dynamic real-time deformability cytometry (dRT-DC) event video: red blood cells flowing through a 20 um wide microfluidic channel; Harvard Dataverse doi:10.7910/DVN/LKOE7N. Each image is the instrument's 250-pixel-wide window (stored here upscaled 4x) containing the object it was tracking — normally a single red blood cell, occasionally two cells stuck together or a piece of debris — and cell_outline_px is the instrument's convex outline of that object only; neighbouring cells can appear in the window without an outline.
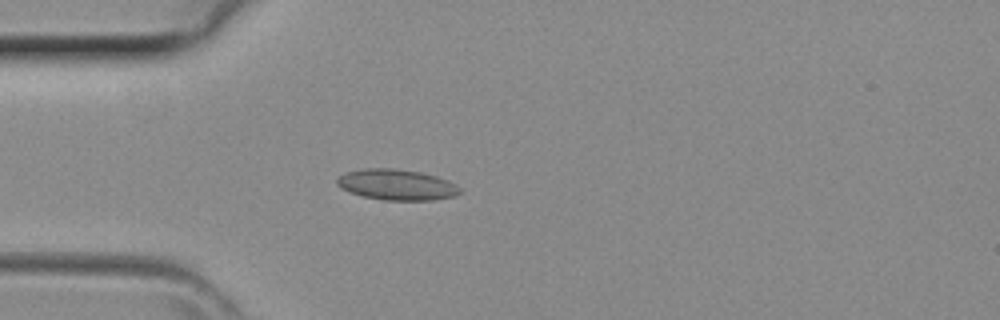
{"species": "common noctule bat (a hibernating species)", "species_latin": "Nyctalus noctula", "temperature_condition": "room temperature", "stored_images_in_passage": 42, "camera_frame_rate_fps": 3000, "um_per_image_px": 0.085, "animal": {"sex": "female", "body_mass_g": 29.2, "forearm_length_mm": 56.3}, "frame": {"image": 1, "passage_image": 12, "time_ms": 3.667, "image_size_px": [1000, 320], "cell_outline_px": [[460, 192], [456, 196], [432, 200], [384, 200], [364, 196], [352, 192], [336, 184], [336, 180], [340, 176], [348, 172], [364, 168], [392, 168], [420, 172], [436, 176], [448, 180], [456, 184], [460, 188]], "centroid_in_image_um": [33.77, 15.7], "position_along_channel_um": 51.2, "area_um2": 21.79}}
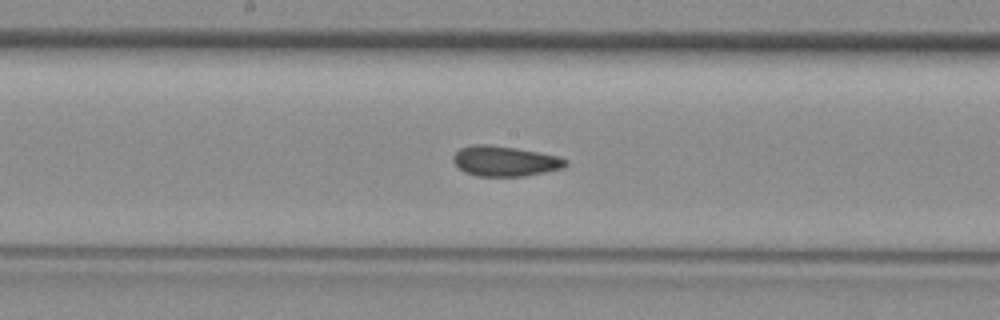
{"frame": {"image": 2, "passage_image": 22, "time_ms": 7.0, "image_size_px": [1000, 320], "cell_outline_px": [[568, 164], [564, 168], [524, 176], [476, 176], [464, 172], [452, 160], [452, 156], [460, 148], [476, 144], [488, 144], [516, 148], [560, 156], [568, 160]], "centroid_in_image_um": [42.93, 13.69], "position_along_channel_um": 205.3, "area_um2": 19.88}}
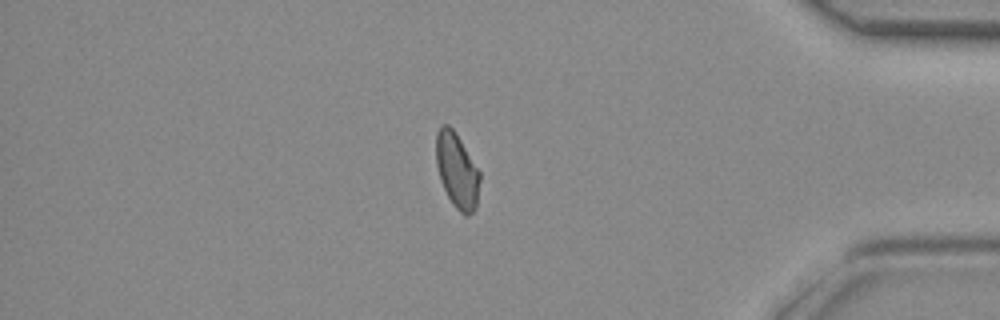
{"frame": {"image": 3, "passage_image": 36, "time_ms": 11.667, "image_size_px": [1000, 320], "cell_outline_px": [[480, 180], [476, 208], [468, 216], [464, 216], [452, 204], [440, 180], [436, 164], [436, 132], [440, 124], [448, 124], [456, 132], [480, 172]], "centroid_in_image_um": [38.83, 14.48], "position_along_channel_um": 396.4, "area_um2": 19.31}}